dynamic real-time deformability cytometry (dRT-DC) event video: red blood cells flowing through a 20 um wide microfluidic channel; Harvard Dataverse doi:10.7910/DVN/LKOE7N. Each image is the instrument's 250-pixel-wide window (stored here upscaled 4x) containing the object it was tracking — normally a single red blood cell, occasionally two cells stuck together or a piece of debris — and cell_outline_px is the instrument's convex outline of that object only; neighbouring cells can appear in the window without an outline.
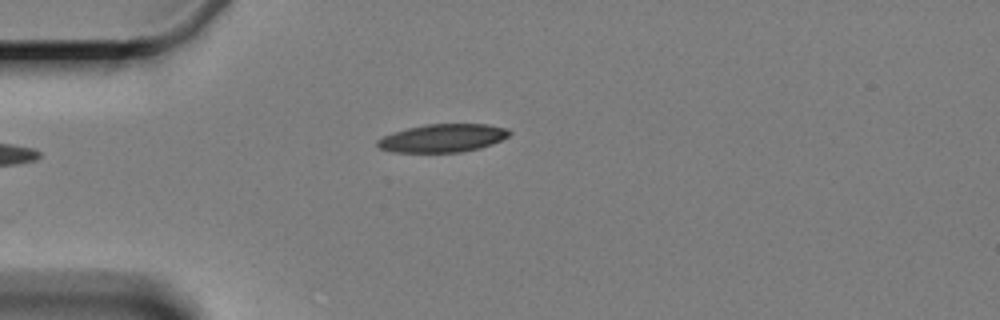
{"species": "Egyptian fruit bat (a non-hibernating species)", "species_latin": "Rousettus aegyptiacus", "temperature_condition": "cold", "stored_images_in_passage": 7, "camera_frame_rate_fps": 3000, "um_per_image_px": 0.085, "animal": {"sex": "female"}, "frame": {"image": 1, "passage_image": 1, "time_ms": 0.0, "image_size_px": [1000, 320], "cell_outline_px": [[512, 132], [508, 136], [492, 144], [480, 148], [460, 152], [392, 152], [380, 148], [376, 144], [376, 140], [392, 132], [408, 128], [428, 124], [488, 124], [508, 128]], "centroid_in_image_um": [37.64, 11.73], "position_along_channel_um": 47.4, "area_um2": 21.62}}
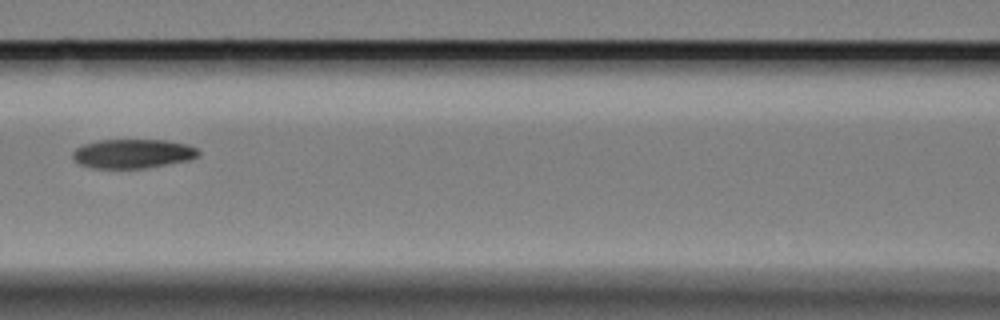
{"frame": {"image": 2, "passage_image": 4, "time_ms": 3.667, "image_size_px": [1000, 320], "cell_outline_px": [[200, 156], [192, 160], [144, 168], [92, 168], [80, 164], [72, 160], [72, 152], [76, 148], [84, 144], [100, 140], [164, 140], [188, 144], [196, 148], [200, 152]], "centroid_in_image_um": [11.3, 13.06], "position_along_channel_um": 155.3, "area_um2": 21.56}}
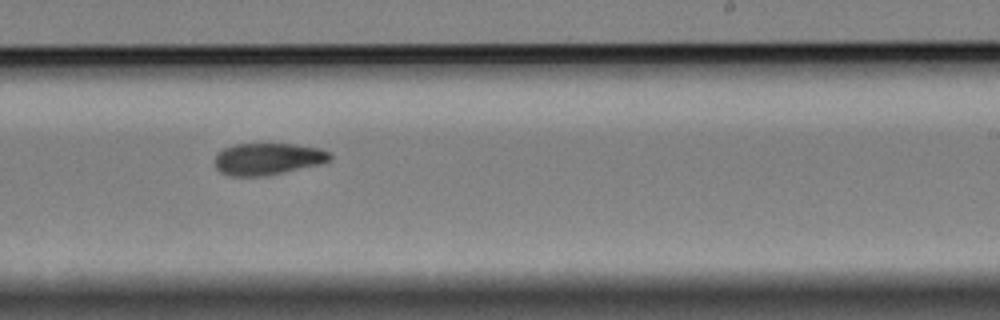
{"frame": {"image": 3, "passage_image": 7, "time_ms": 7.0, "image_size_px": [1000, 320], "cell_outline_px": [[332, 160], [320, 164], [264, 176], [232, 176], [220, 172], [216, 168], [216, 152], [224, 148], [236, 144], [292, 144], [320, 148], [332, 152]], "centroid_in_image_um": [22.79, 13.5], "position_along_channel_um": 266.2, "area_um2": 21.39}}